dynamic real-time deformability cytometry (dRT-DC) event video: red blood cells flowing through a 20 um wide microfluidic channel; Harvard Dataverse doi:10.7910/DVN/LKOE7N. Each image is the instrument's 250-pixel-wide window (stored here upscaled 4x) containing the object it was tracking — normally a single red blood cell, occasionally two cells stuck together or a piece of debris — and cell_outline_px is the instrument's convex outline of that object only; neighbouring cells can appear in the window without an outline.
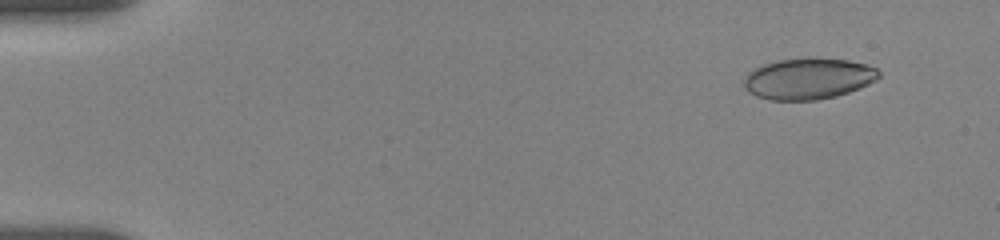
{"species": "human", "species_latin": "Homo sapiens", "temperature_condition": "room temperature", "stored_images_in_passage": 37, "camera_frame_rate_fps": 3000, "um_per_image_px": 0.085, "donor": {"sex": "female"}, "frame": {"image": 1, "passage_image": 3, "time_ms": 1.333, "image_size_px": [1000, 240], "cell_outline_px": [[880, 76], [876, 80], [860, 88], [836, 96], [816, 100], [768, 100], [756, 96], [748, 92], [744, 88], [744, 80], [748, 72], [764, 64], [780, 60], [848, 60], [868, 64], [876, 68], [880, 72]], "centroid_in_image_um": [68.71, 6.72], "position_along_channel_um": 16.3, "area_um2": 31.79}}
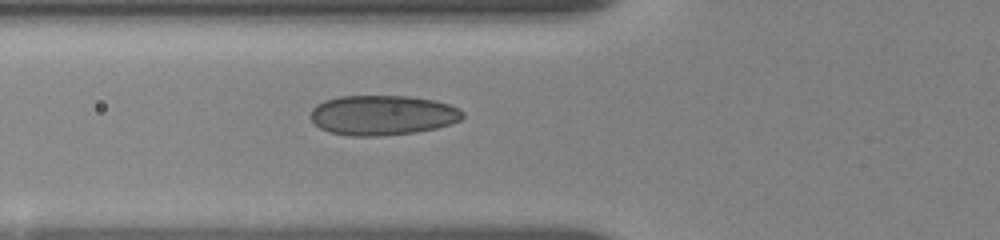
{"frame": {"image": 2, "passage_image": 26, "time_ms": 6.667, "image_size_px": [1000, 240], "cell_outline_px": [[464, 116], [460, 120], [452, 124], [436, 128], [416, 132], [380, 136], [352, 136], [328, 132], [320, 128], [308, 116], [312, 108], [316, 104], [324, 100], [340, 96], [408, 96], [436, 100], [460, 108], [464, 112]], "centroid_in_image_um": [32.51, 9.79], "position_along_channel_um": 93.3, "area_um2": 35.78}}
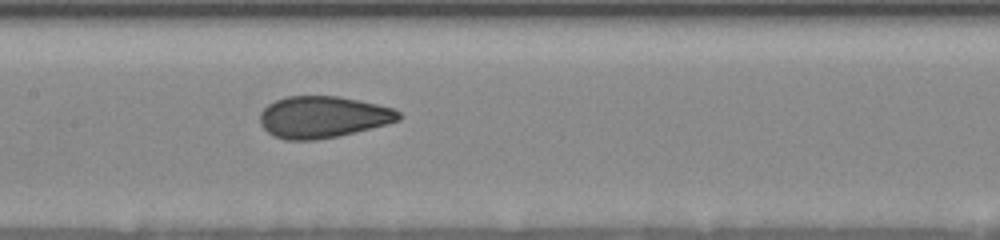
{"frame": {"image": 3, "passage_image": 37, "time_ms": 9.0, "image_size_px": [1000, 240], "cell_outline_px": [[404, 116], [400, 120], [388, 124], [336, 136], [316, 140], [284, 140], [272, 136], [260, 124], [260, 112], [268, 104], [276, 100], [288, 96], [336, 96], [376, 104], [392, 108], [400, 112]], "centroid_in_image_um": [27.43, 9.95], "position_along_channel_um": 180.0, "area_um2": 33.64}}